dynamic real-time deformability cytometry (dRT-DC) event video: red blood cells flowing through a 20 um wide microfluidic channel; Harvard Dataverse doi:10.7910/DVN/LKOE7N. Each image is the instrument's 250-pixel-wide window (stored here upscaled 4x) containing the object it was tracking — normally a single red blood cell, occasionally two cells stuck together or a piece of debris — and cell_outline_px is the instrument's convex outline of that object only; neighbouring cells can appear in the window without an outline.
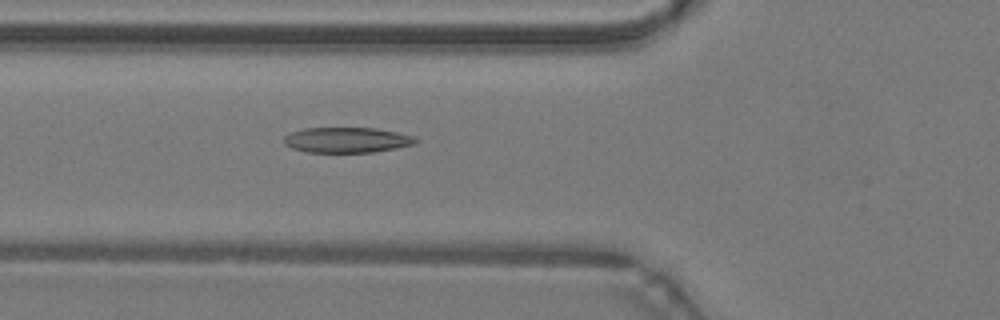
{"species": "common noctule bat (a hibernating species)", "species_latin": "Nyctalus noctula", "temperature_condition": "warm", "stored_images_in_passage": 36, "camera_frame_rate_fps": 3000, "um_per_image_px": 0.085, "animal": {"sex": "male", "body_mass_g": 19.2, "forearm_length_mm": 51.8}, "frame": {"image": 1, "passage_image": 6, "time_ms": 1.667, "image_size_px": [1000, 320], "cell_outline_px": [[420, 140], [412, 144], [396, 148], [372, 152], [308, 152], [292, 148], [284, 144], [284, 136], [288, 132], [304, 128], [376, 128], [396, 132], [412, 136]], "centroid_in_image_um": [29.43, 11.89], "position_along_channel_um": 96.4, "area_um2": 19.42}}
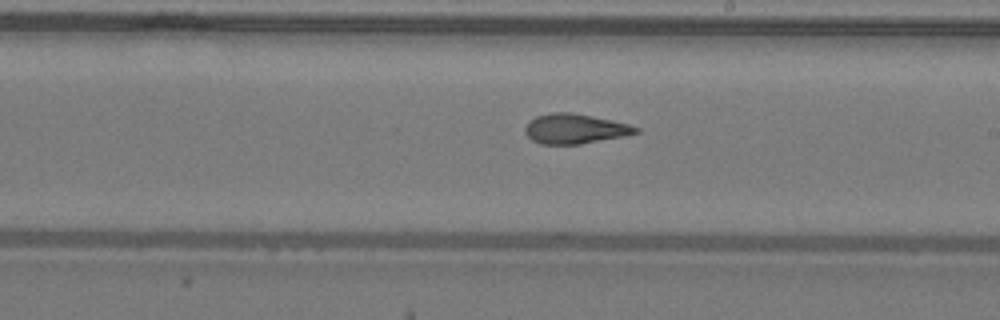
{"frame": {"image": 2, "passage_image": 16, "time_ms": 5.0, "image_size_px": [1000, 320], "cell_outline_px": [[640, 132], [624, 136], [580, 144], [540, 144], [532, 140], [524, 132], [524, 128], [536, 116], [552, 112], [568, 112], [592, 116], [628, 124], [640, 128]], "centroid_in_image_um": [48.87, 10.95], "position_along_channel_um": 240.1, "area_um2": 19.07}}
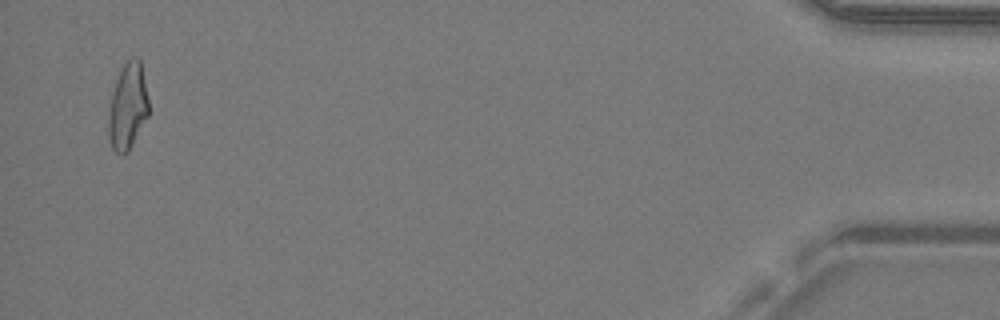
{"frame": {"image": 3, "passage_image": 35, "time_ms": 11.333, "image_size_px": [1000, 320], "cell_outline_px": [[148, 116], [128, 152], [120, 156], [112, 148], [108, 136], [108, 116], [112, 92], [120, 68], [132, 56], [136, 56], [140, 60], [148, 100]], "centroid_in_image_um": [10.84, 9.06], "position_along_channel_um": 424.4, "area_um2": 20.23}, "authors_computed_cell_mechanics": {"area_um2": 19.7387, "velocity_mm_per_s": 4.2969, "shape_relaxation_time_tau1_ms": 4.3982, "shape_relaxation_time_tau2_ms": 1.6234, "deformation_change_tau1": 0.1783, "deformation_change_tau2": 0.1002}}